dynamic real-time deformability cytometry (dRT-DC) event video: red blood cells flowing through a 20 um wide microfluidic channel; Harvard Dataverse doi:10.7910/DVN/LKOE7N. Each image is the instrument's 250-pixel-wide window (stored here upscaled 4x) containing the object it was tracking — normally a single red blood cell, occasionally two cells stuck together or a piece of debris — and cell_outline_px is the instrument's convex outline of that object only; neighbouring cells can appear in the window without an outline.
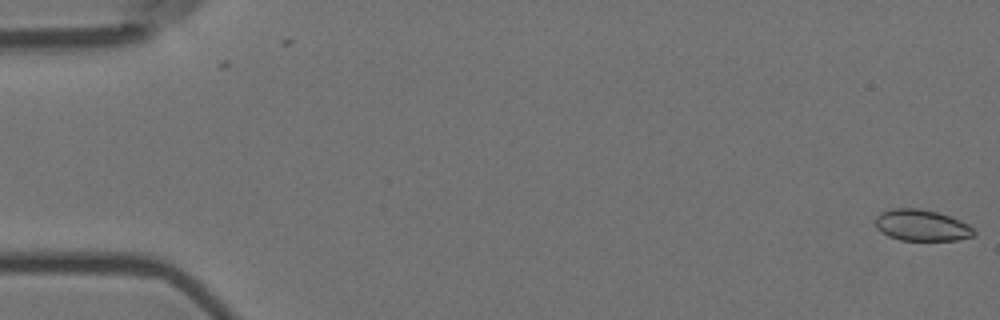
{"species": "Egyptian fruit bat (a non-hibernating species)", "species_latin": "Rousettus aegyptiacus", "temperature_condition": "room temperature", "stored_images_in_passage": 9, "camera_frame_rate_fps": 3000, "um_per_image_px": 0.085, "animal": {"sex": "female"}, "frame": {"image": 1, "passage_image": 1, "time_ms": 0.0, "image_size_px": [1000, 320], "cell_outline_px": [[976, 236], [960, 240], [900, 240], [888, 236], [880, 232], [876, 228], [876, 216], [880, 212], [892, 208], [920, 208], [952, 216], [968, 224], [976, 232]], "centroid_in_image_um": [78.36, 19.15], "position_along_channel_um": 6.6, "area_um2": 18.26}}
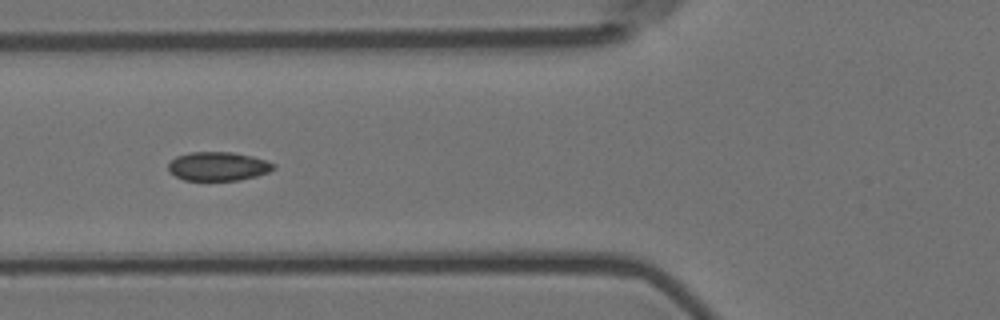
{"frame": {"image": 2, "passage_image": 7, "time_ms": 2.0, "image_size_px": [1000, 320], "cell_outline_px": [[276, 168], [268, 172], [256, 176], [240, 180], [184, 180], [168, 172], [168, 164], [176, 156], [188, 152], [232, 152], [252, 156], [276, 164]], "centroid_in_image_um": [18.53, 14.13], "position_along_channel_um": 107.3, "area_um2": 17.74}}
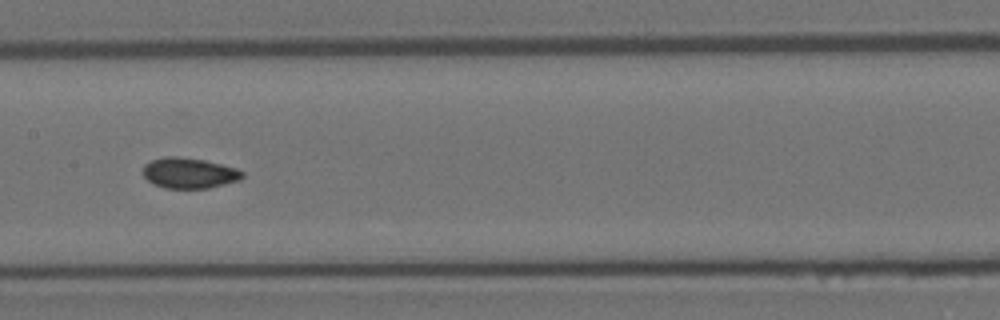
{"frame": {"image": 3, "passage_image": 9, "time_ms": 2.667, "image_size_px": [1000, 320], "cell_outline_px": [[244, 176], [240, 180], [208, 188], [164, 188], [152, 184], [144, 176], [144, 164], [152, 160], [164, 156], [176, 156], [204, 160], [236, 168], [244, 172]], "centroid_in_image_um": [16.07, 14.71], "position_along_channel_um": 191.3, "area_um2": 17.69}}